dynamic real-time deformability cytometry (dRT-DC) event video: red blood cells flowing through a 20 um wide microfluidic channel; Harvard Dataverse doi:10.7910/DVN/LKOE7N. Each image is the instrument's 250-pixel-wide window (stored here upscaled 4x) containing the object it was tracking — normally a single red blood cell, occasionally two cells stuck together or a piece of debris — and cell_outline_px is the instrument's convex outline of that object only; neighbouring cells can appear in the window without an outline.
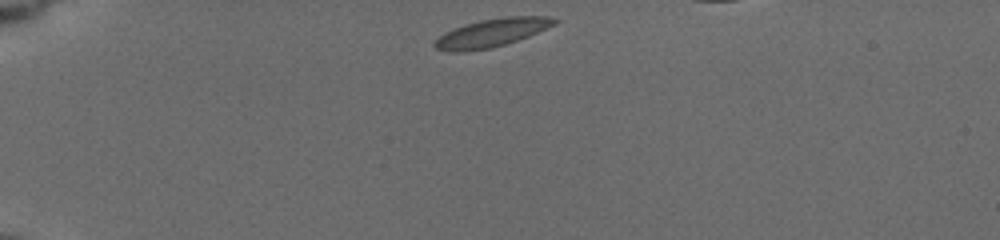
{"species": "common noctule bat (a hibernating species)", "species_latin": "Nyctalus noctula", "temperature_condition": "cold", "stored_images_in_passage": 40, "camera_frame_rate_fps": 3000, "um_per_image_px": 0.085, "animal": {"sex": "female", "body_mass_g": 19.5, "forearm_length_mm": 54.1}, "frame": {"image": 1, "passage_image": 1, "time_ms": 0.0, "image_size_px": [1000, 240], "cell_outline_px": [[560, 20], [528, 36], [504, 44], [488, 48], [436, 48], [432, 44], [440, 36], [456, 28], [480, 20], [508, 16], [544, 16]], "centroid_in_image_um": [41.9, 2.72], "position_along_channel_um": 43.1, "area_um2": 18.03}}
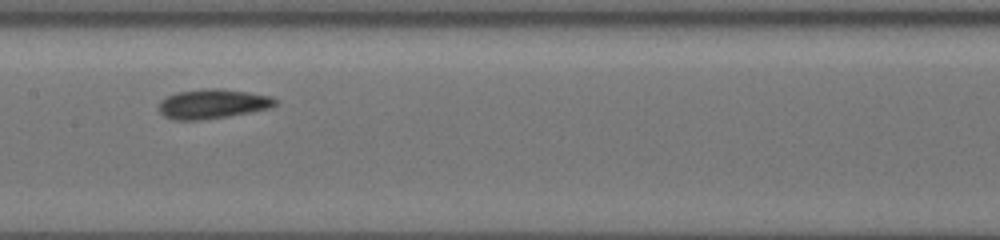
{"frame": {"image": 2, "passage_image": 17, "time_ms": 5.333, "image_size_px": [1000, 240], "cell_outline_px": [[276, 104], [268, 108], [248, 112], [200, 120], [176, 120], [164, 116], [160, 112], [160, 100], [176, 92], [204, 88], [224, 88], [248, 92], [268, 96], [276, 100]], "centroid_in_image_um": [18.02, 8.81], "position_along_channel_um": 189.4, "area_um2": 19.71}}
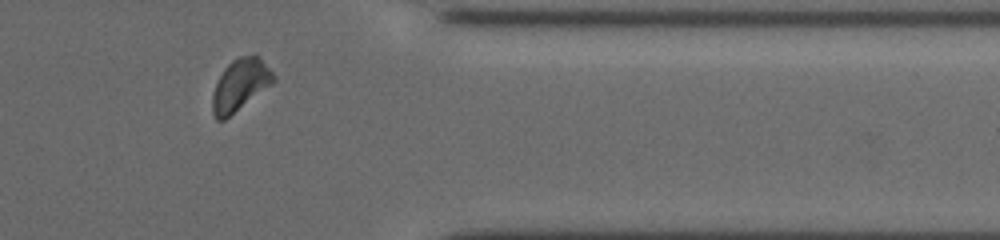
{"frame": {"image": 3, "passage_image": 34, "time_ms": 11.0, "image_size_px": [1000, 240], "cell_outline_px": [[276, 80], [272, 84], [224, 120], [216, 120], [212, 112], [212, 96], [216, 84], [224, 68], [232, 60], [240, 56], [256, 52], [260, 56], [276, 76]], "centroid_in_image_um": [20.44, 7.17], "position_along_channel_um": 391.0, "area_um2": 18.55}}